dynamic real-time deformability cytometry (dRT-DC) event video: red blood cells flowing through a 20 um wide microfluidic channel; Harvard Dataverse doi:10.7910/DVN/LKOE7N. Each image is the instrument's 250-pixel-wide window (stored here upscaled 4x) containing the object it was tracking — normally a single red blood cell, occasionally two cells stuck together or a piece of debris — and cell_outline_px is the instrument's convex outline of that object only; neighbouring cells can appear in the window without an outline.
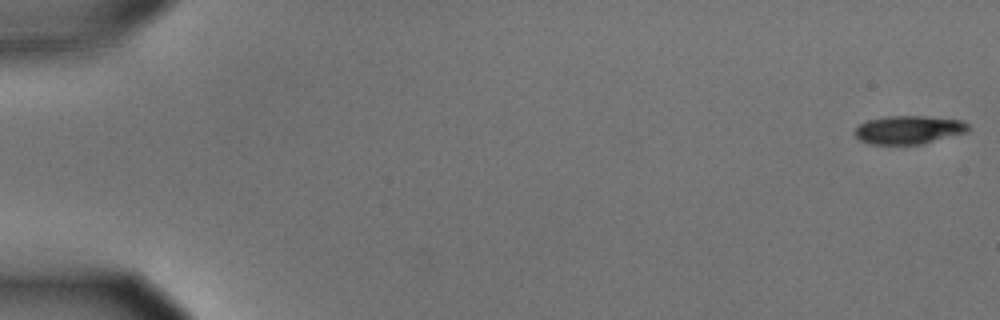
{"species": "common noctule bat (a hibernating species)", "species_latin": "Nyctalus noctula", "temperature_condition": "cold", "stored_images_in_passage": 57, "camera_frame_rate_fps": 3000, "um_per_image_px": 0.085, "animal": {"sex": "male", "body_mass_g": 15.6}, "frame": {"image": 1, "passage_image": 1, "time_ms": 0.0, "image_size_px": [1000, 320], "cell_outline_px": [[968, 132], [920, 144], [868, 144], [860, 140], [856, 136], [856, 128], [860, 124], [868, 120], [888, 116], [928, 116], [960, 120], [968, 124]], "centroid_in_image_um": [77.24, 11.03], "position_along_channel_um": 7.8, "area_um2": 18.55}}
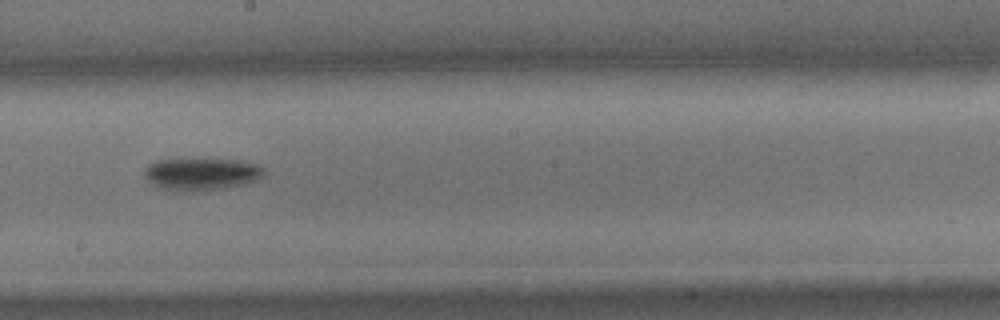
{"frame": {"image": 2, "passage_image": 33, "time_ms": 10.667, "image_size_px": [1000, 320], "cell_outline_px": [[264, 176], [256, 180], [244, 184], [228, 188], [200, 192], [180, 192], [164, 188], [152, 184], [144, 176], [144, 168], [148, 164], [156, 160], [240, 160], [256, 164], [264, 168]], "centroid_in_image_um": [17.13, 14.82], "position_along_channel_um": 231.1, "area_um2": 22.66}}
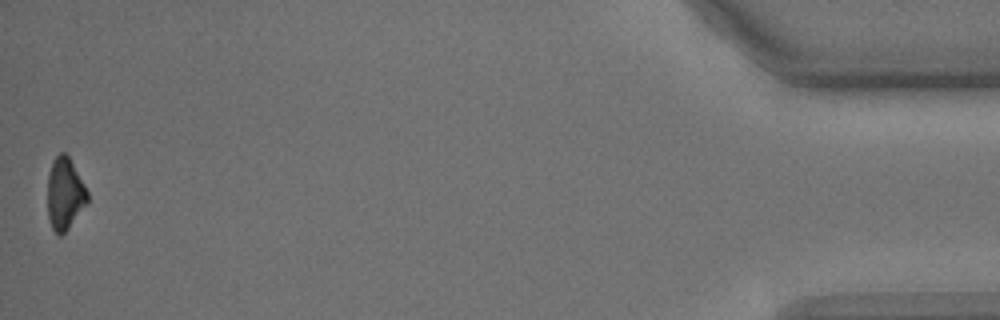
{"frame": {"image": 3, "passage_image": 57, "time_ms": 18.667, "image_size_px": [1000, 320], "cell_outline_px": [[88, 204], [68, 228], [60, 236], [52, 228], [48, 216], [48, 176], [52, 160], [60, 152], [64, 152], [68, 156], [84, 184], [88, 192]], "centroid_in_image_um": [5.52, 16.47], "position_along_channel_um": 429.7, "area_um2": 16.65}, "authors_computed_cell_mechanics": {"area_um2": 19.9988, "velocity_mm_per_s": 3.5518, "shape_relaxation_time_tau1_ms": 1.7242, "shape_relaxation_time_tau2_ms": null, "deformation_change_tau1": 0.1249, "deformation_change_tau2": null}}